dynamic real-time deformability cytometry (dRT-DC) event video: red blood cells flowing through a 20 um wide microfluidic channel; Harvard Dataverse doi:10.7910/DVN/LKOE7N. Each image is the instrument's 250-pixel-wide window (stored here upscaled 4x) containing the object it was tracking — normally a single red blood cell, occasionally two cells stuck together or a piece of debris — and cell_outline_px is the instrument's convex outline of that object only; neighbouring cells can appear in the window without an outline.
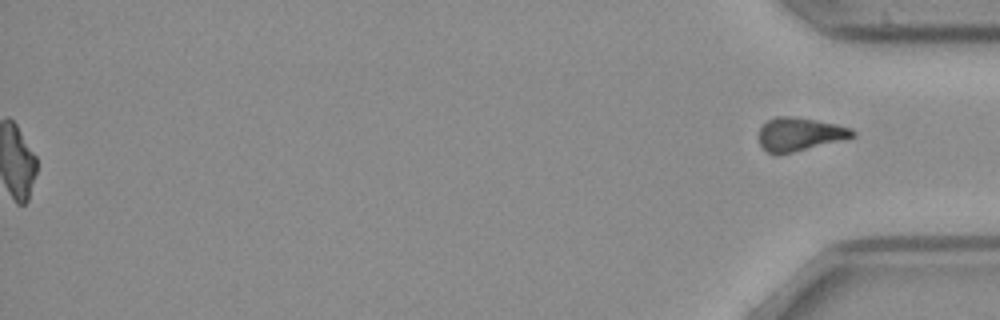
{"species": "common noctule bat (a hibernating species)", "species_latin": "Nyctalus noctula", "temperature_condition": "cold", "stored_images_in_passage": 53, "segment_of_instrument_passage": [2, 2], "camera_frame_rate_fps": 3000, "um_per_image_px": 0.085, "animal": {"sex": "female", "body_mass_g": 21.9}, "frame": {"image": 1, "passage_image": 53, "time_ms": 17.333, "image_size_px": [1000, 320], "cell_outline_px": [[856, 136], [776, 156], [768, 152], [760, 144], [760, 128], [768, 120], [776, 116], [788, 116], [836, 124], [852, 128], [856, 132]], "centroid_in_image_um": [67.96, 11.41], "position_along_channel_um": 367.2, "area_um2": 17.86}}